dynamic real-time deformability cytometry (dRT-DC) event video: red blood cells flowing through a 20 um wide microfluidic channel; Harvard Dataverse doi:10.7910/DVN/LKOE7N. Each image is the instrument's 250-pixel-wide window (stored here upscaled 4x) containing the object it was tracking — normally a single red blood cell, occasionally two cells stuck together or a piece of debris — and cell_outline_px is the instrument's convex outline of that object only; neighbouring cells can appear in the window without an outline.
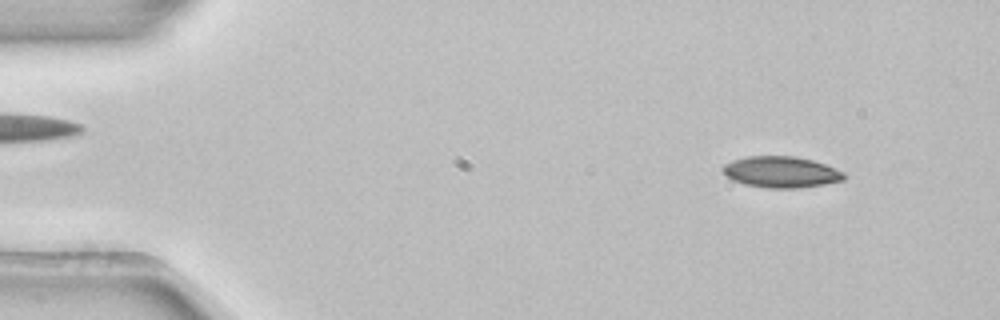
{"species": "common noctule bat (a hibernating species)", "species_latin": "Nyctalus noctula", "temperature_condition": "room temperature", "stored_images_in_passage": 3, "camera_frame_rate_fps": 3000, "um_per_image_px": 0.085, "animal": {"sex": "female", "body_mass_g": 22.7, "forearm_length_mm": 54.2}, "frame": {"image": 1, "passage_image": 1, "time_ms": 0.0, "image_size_px": [1000, 320], "cell_outline_px": [[844, 180], [824, 184], [796, 188], [768, 188], [744, 184], [732, 180], [720, 168], [724, 164], [732, 160], [748, 156], [796, 156], [812, 160], [824, 164], [844, 172]], "centroid_in_image_um": [66.37, 14.62], "position_along_channel_um": 18.6, "area_um2": 21.96}}